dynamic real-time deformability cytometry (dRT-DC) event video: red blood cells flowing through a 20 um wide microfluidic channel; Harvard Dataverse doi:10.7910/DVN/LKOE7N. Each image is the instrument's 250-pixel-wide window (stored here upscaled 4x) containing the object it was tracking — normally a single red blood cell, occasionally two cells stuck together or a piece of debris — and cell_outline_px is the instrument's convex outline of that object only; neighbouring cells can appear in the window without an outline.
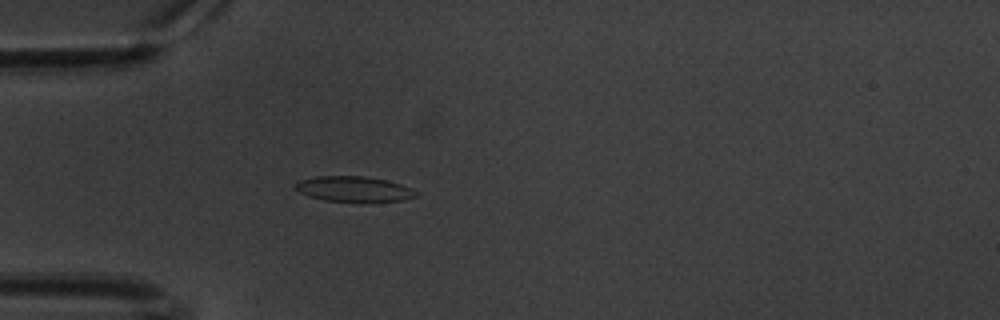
{"species": "common noctule bat (a hibernating species)", "species_latin": "Nyctalus noctula", "temperature_condition": "warm", "stored_images_in_passage": 48, "camera_frame_rate_fps": 3000, "um_per_image_px": 0.085, "animal": {"sex": "male", "body_mass_g": 20.1, "forearm_length_mm": 53.5}, "frame": {"image": 1, "passage_image": 6, "time_ms": 1.667, "image_size_px": [1000, 320], "cell_outline_px": [[420, 192], [416, 196], [404, 200], [360, 204], [324, 200], [308, 196], [300, 192], [292, 184], [300, 180], [316, 176], [364, 176], [384, 180], [400, 184]], "centroid_in_image_um": [30.09, 16.11], "position_along_channel_um": 54.9, "area_um2": 18.44}}
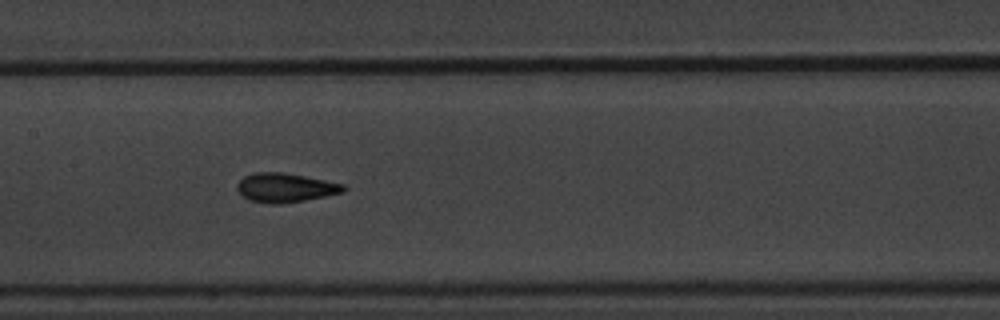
{"frame": {"image": 2, "passage_image": 18, "time_ms": 5.667, "image_size_px": [1000, 320], "cell_outline_px": [[348, 188], [344, 192], [304, 200], [280, 204], [268, 204], [248, 200], [240, 196], [236, 188], [236, 184], [244, 176], [252, 172], [284, 172], [344, 184]], "centroid_in_image_um": [24.2, 15.95], "position_along_channel_um": 183.2, "area_um2": 18.26}}
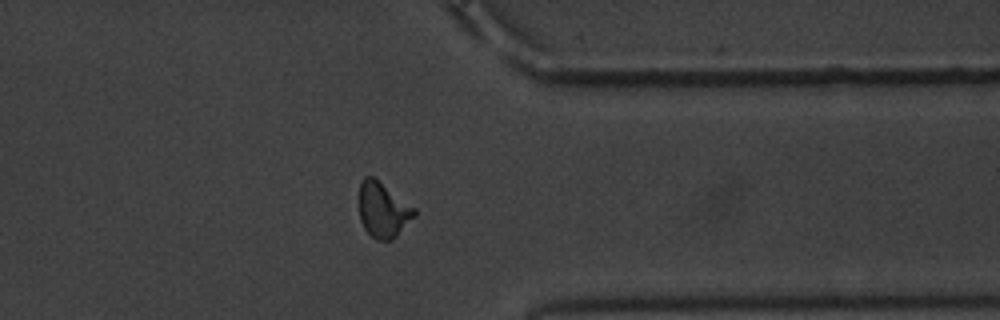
{"frame": {"image": 3, "passage_image": 36, "time_ms": 11.667, "image_size_px": [1000, 320], "cell_outline_px": [[416, 216], [392, 240], [376, 240], [364, 228], [360, 220], [360, 184], [364, 176], [372, 176], [416, 208]], "centroid_in_image_um": [32.58, 17.86], "position_along_channel_um": 378.8, "area_um2": 17.63}, "authors_computed_cell_mechanics": {"area_um2": 17.4267, "velocity_mm_per_s": 3.3701, "shape_relaxation_time_tau1_ms": 3.3695, "shape_relaxation_time_tau2_ms": 1.582, "deformation_change_tau1": 0.1371, "deformation_change_tau2": 0.0734}}